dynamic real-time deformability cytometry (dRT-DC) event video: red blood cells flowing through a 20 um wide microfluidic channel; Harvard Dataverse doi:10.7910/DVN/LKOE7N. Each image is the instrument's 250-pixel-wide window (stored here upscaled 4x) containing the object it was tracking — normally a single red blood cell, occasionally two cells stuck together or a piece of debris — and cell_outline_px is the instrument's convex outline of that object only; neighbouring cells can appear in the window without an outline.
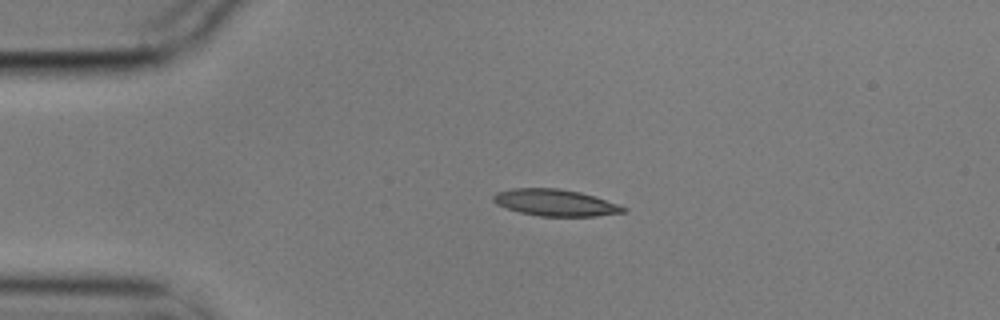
{"species": "common noctule bat (a hibernating species)", "species_latin": "Nyctalus noctula", "temperature_condition": "cold", "stored_images_in_passage": 5, "camera_frame_rate_fps": 3000, "um_per_image_px": 0.085, "animal": {"sex": "male", "body_mass_g": 17.9}, "frame": {"image": 1, "passage_image": 4, "time_ms": 1.0, "image_size_px": [1000, 320], "cell_outline_px": [[628, 212], [596, 216], [540, 216], [520, 212], [496, 204], [492, 200], [492, 196], [496, 192], [512, 188], [556, 188], [580, 192], [620, 204], [628, 208]], "centroid_in_image_um": [47.23, 17.22], "position_along_channel_um": 37.8, "area_um2": 20.29}}
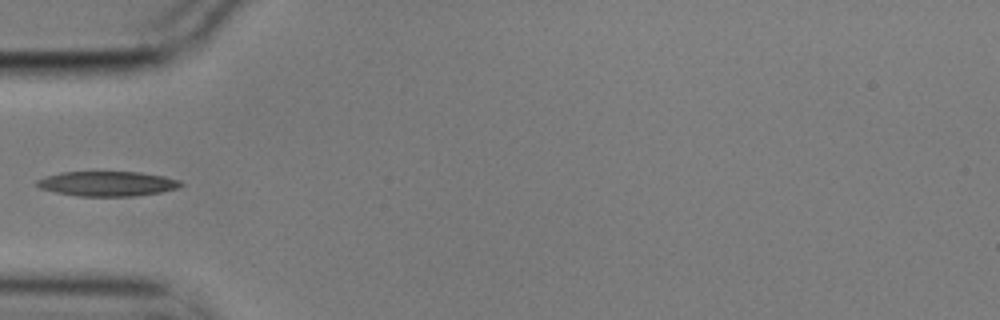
{"frame": {"image": 2, "passage_image": 5, "time_ms": 1.333, "image_size_px": [1000, 320], "cell_outline_px": [[184, 184], [176, 188], [160, 192], [132, 196], [80, 196], [56, 192], [40, 188], [36, 184], [36, 180], [60, 172], [140, 172], [164, 176], [180, 180]], "centroid_in_image_um": [9.14, 15.61], "position_along_channel_um": 75.9, "area_um2": 20.63}}